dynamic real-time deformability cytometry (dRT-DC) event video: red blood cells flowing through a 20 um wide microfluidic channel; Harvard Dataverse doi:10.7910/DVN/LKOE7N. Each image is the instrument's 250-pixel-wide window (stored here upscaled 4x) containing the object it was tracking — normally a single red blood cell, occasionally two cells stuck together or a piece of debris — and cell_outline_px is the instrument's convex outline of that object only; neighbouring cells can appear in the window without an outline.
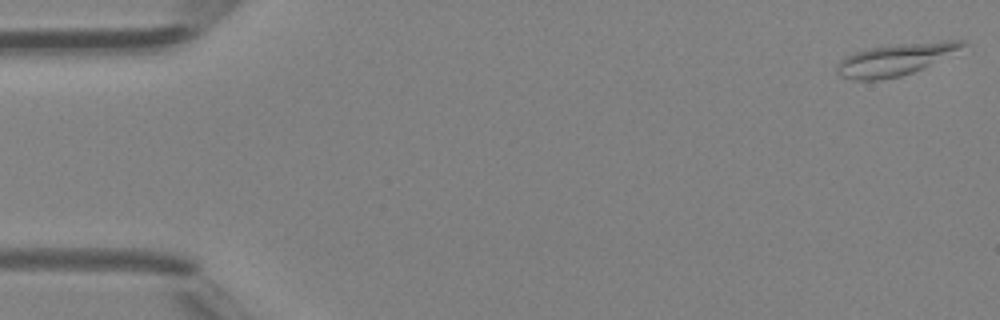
{"species": "Egyptian fruit bat (a non-hibernating species)", "species_latin": "Rousettus aegyptiacus", "temperature_condition": "room temperature", "stored_images_in_passage": 47, "camera_frame_rate_fps": 3000, "um_per_image_px": 0.085, "animal": {"sex": "female"}, "frame": {"image": 1, "passage_image": 1, "time_ms": 0.0, "image_size_px": [1000, 320], "cell_outline_px": [[968, 44], [924, 68], [900, 76], [880, 80], [856, 80], [840, 76], [836, 72], [836, 68], [840, 60], [844, 56], [856, 52], [872, 48], [900, 44], [940, 40], [964, 40]], "centroid_in_image_um": [76.08, 5.06], "position_along_channel_um": 8.9, "area_um2": 23.0}}
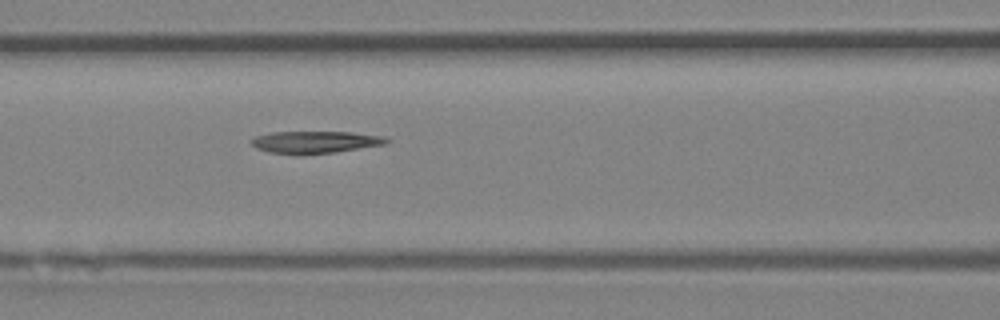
{"frame": {"image": 2, "passage_image": 20, "time_ms": 6.333, "image_size_px": [1000, 320], "cell_outline_px": [[392, 140], [388, 144], [336, 152], [300, 156], [268, 152], [256, 148], [252, 144], [252, 140], [256, 136], [272, 132], [352, 132], [384, 136]], "centroid_in_image_um": [26.84, 12.1], "position_along_channel_um": 139.8, "area_um2": 17.86}}
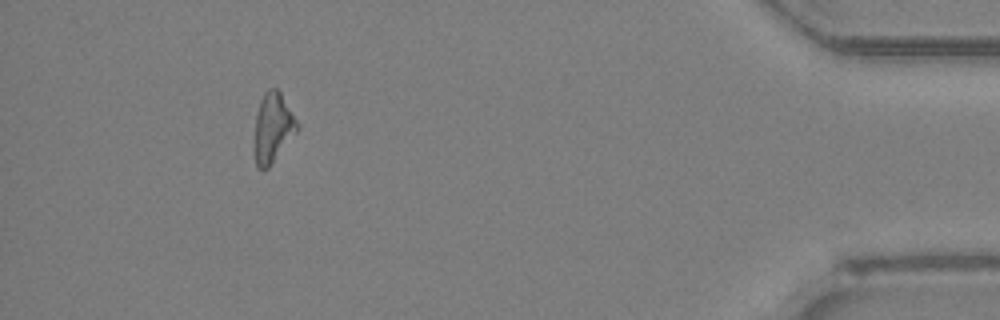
{"frame": {"image": 3, "passage_image": 43, "time_ms": 14.0, "image_size_px": [1000, 320], "cell_outline_px": [[300, 128], [268, 168], [256, 168], [252, 148], [256, 116], [260, 100], [264, 92], [268, 88], [276, 88], [280, 92], [300, 124]], "centroid_in_image_um": [23.17, 10.88], "position_along_channel_um": 412.0, "area_um2": 17.74}}